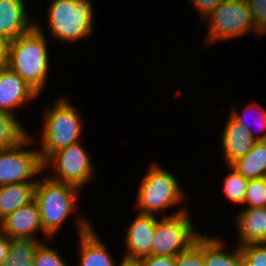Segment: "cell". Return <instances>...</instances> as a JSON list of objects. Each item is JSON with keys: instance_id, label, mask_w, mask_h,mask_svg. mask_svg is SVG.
I'll list each match as a JSON object with an SVG mask.
<instances>
[{"instance_id": "7", "label": "cell", "mask_w": 266, "mask_h": 266, "mask_svg": "<svg viewBox=\"0 0 266 266\" xmlns=\"http://www.w3.org/2000/svg\"><path fill=\"white\" fill-rule=\"evenodd\" d=\"M86 150L82 141H79L54 152L43 163L44 172L53 169L52 173L55 174H48L49 178L81 190L93 180L95 173V164Z\"/></svg>"}, {"instance_id": "17", "label": "cell", "mask_w": 266, "mask_h": 266, "mask_svg": "<svg viewBox=\"0 0 266 266\" xmlns=\"http://www.w3.org/2000/svg\"><path fill=\"white\" fill-rule=\"evenodd\" d=\"M218 236H209L203 233L204 266H243V257L240 246L235 245L231 252L226 250L227 242Z\"/></svg>"}, {"instance_id": "29", "label": "cell", "mask_w": 266, "mask_h": 266, "mask_svg": "<svg viewBox=\"0 0 266 266\" xmlns=\"http://www.w3.org/2000/svg\"><path fill=\"white\" fill-rule=\"evenodd\" d=\"M200 18H204L210 11L224 0H189Z\"/></svg>"}, {"instance_id": "30", "label": "cell", "mask_w": 266, "mask_h": 266, "mask_svg": "<svg viewBox=\"0 0 266 266\" xmlns=\"http://www.w3.org/2000/svg\"><path fill=\"white\" fill-rule=\"evenodd\" d=\"M141 260L144 266H175L176 256L151 255Z\"/></svg>"}, {"instance_id": "3", "label": "cell", "mask_w": 266, "mask_h": 266, "mask_svg": "<svg viewBox=\"0 0 266 266\" xmlns=\"http://www.w3.org/2000/svg\"><path fill=\"white\" fill-rule=\"evenodd\" d=\"M146 172L139 183L135 211L138 210L139 213L152 215L158 213V216L161 217L173 216L187 210L184 207L178 208L169 215L165 211L167 208L170 209L182 204L187 198L186 192L182 190L177 177L172 174V171H167L159 163L152 162Z\"/></svg>"}, {"instance_id": "15", "label": "cell", "mask_w": 266, "mask_h": 266, "mask_svg": "<svg viewBox=\"0 0 266 266\" xmlns=\"http://www.w3.org/2000/svg\"><path fill=\"white\" fill-rule=\"evenodd\" d=\"M227 119L220 139L225 166L248 154L257 141L231 114Z\"/></svg>"}, {"instance_id": "10", "label": "cell", "mask_w": 266, "mask_h": 266, "mask_svg": "<svg viewBox=\"0 0 266 266\" xmlns=\"http://www.w3.org/2000/svg\"><path fill=\"white\" fill-rule=\"evenodd\" d=\"M75 224L78 229L79 240V266H118V260L109 251L95 226L84 215H76ZM84 216V217H83ZM117 261V262H116Z\"/></svg>"}, {"instance_id": "16", "label": "cell", "mask_w": 266, "mask_h": 266, "mask_svg": "<svg viewBox=\"0 0 266 266\" xmlns=\"http://www.w3.org/2000/svg\"><path fill=\"white\" fill-rule=\"evenodd\" d=\"M234 218L238 246L266 241V207L242 208Z\"/></svg>"}, {"instance_id": "9", "label": "cell", "mask_w": 266, "mask_h": 266, "mask_svg": "<svg viewBox=\"0 0 266 266\" xmlns=\"http://www.w3.org/2000/svg\"><path fill=\"white\" fill-rule=\"evenodd\" d=\"M189 212L159 218L154 229L152 255L177 256L195 243L201 233L194 229Z\"/></svg>"}, {"instance_id": "22", "label": "cell", "mask_w": 266, "mask_h": 266, "mask_svg": "<svg viewBox=\"0 0 266 266\" xmlns=\"http://www.w3.org/2000/svg\"><path fill=\"white\" fill-rule=\"evenodd\" d=\"M24 127L16 114L0 111V150L23 141L30 134Z\"/></svg>"}, {"instance_id": "1", "label": "cell", "mask_w": 266, "mask_h": 266, "mask_svg": "<svg viewBox=\"0 0 266 266\" xmlns=\"http://www.w3.org/2000/svg\"><path fill=\"white\" fill-rule=\"evenodd\" d=\"M40 24L25 35L9 41L6 66L16 72L40 95L48 80L50 67L49 40Z\"/></svg>"}, {"instance_id": "13", "label": "cell", "mask_w": 266, "mask_h": 266, "mask_svg": "<svg viewBox=\"0 0 266 266\" xmlns=\"http://www.w3.org/2000/svg\"><path fill=\"white\" fill-rule=\"evenodd\" d=\"M0 231L9 238L30 239H39L37 234L41 232L46 241L50 240L43 232L40 209L35 199L1 220Z\"/></svg>"}, {"instance_id": "32", "label": "cell", "mask_w": 266, "mask_h": 266, "mask_svg": "<svg viewBox=\"0 0 266 266\" xmlns=\"http://www.w3.org/2000/svg\"><path fill=\"white\" fill-rule=\"evenodd\" d=\"M8 41L0 35V65H5L7 61Z\"/></svg>"}, {"instance_id": "28", "label": "cell", "mask_w": 266, "mask_h": 266, "mask_svg": "<svg viewBox=\"0 0 266 266\" xmlns=\"http://www.w3.org/2000/svg\"><path fill=\"white\" fill-rule=\"evenodd\" d=\"M253 15L256 35H266V0H246Z\"/></svg>"}, {"instance_id": "26", "label": "cell", "mask_w": 266, "mask_h": 266, "mask_svg": "<svg viewBox=\"0 0 266 266\" xmlns=\"http://www.w3.org/2000/svg\"><path fill=\"white\" fill-rule=\"evenodd\" d=\"M47 241L42 242L34 257V266H70L64 260L58 248L49 246Z\"/></svg>"}, {"instance_id": "31", "label": "cell", "mask_w": 266, "mask_h": 266, "mask_svg": "<svg viewBox=\"0 0 266 266\" xmlns=\"http://www.w3.org/2000/svg\"><path fill=\"white\" fill-rule=\"evenodd\" d=\"M10 238L0 231V266L3 264L9 253Z\"/></svg>"}, {"instance_id": "24", "label": "cell", "mask_w": 266, "mask_h": 266, "mask_svg": "<svg viewBox=\"0 0 266 266\" xmlns=\"http://www.w3.org/2000/svg\"><path fill=\"white\" fill-rule=\"evenodd\" d=\"M243 208L266 207V179L249 180L243 205Z\"/></svg>"}, {"instance_id": "33", "label": "cell", "mask_w": 266, "mask_h": 266, "mask_svg": "<svg viewBox=\"0 0 266 266\" xmlns=\"http://www.w3.org/2000/svg\"><path fill=\"white\" fill-rule=\"evenodd\" d=\"M118 266H144L141 259H131L122 256L121 262H118Z\"/></svg>"}, {"instance_id": "25", "label": "cell", "mask_w": 266, "mask_h": 266, "mask_svg": "<svg viewBox=\"0 0 266 266\" xmlns=\"http://www.w3.org/2000/svg\"><path fill=\"white\" fill-rule=\"evenodd\" d=\"M175 266H204L203 233L189 248L176 256Z\"/></svg>"}, {"instance_id": "5", "label": "cell", "mask_w": 266, "mask_h": 266, "mask_svg": "<svg viewBox=\"0 0 266 266\" xmlns=\"http://www.w3.org/2000/svg\"><path fill=\"white\" fill-rule=\"evenodd\" d=\"M92 3V0H50L46 13L50 37L68 43L89 38L95 24Z\"/></svg>"}, {"instance_id": "20", "label": "cell", "mask_w": 266, "mask_h": 266, "mask_svg": "<svg viewBox=\"0 0 266 266\" xmlns=\"http://www.w3.org/2000/svg\"><path fill=\"white\" fill-rule=\"evenodd\" d=\"M45 240L10 238L9 253L1 266H34L39 245Z\"/></svg>"}, {"instance_id": "18", "label": "cell", "mask_w": 266, "mask_h": 266, "mask_svg": "<svg viewBox=\"0 0 266 266\" xmlns=\"http://www.w3.org/2000/svg\"><path fill=\"white\" fill-rule=\"evenodd\" d=\"M37 182L0 186V221L35 199Z\"/></svg>"}, {"instance_id": "8", "label": "cell", "mask_w": 266, "mask_h": 266, "mask_svg": "<svg viewBox=\"0 0 266 266\" xmlns=\"http://www.w3.org/2000/svg\"><path fill=\"white\" fill-rule=\"evenodd\" d=\"M30 134L19 144L0 150V186L25 182H37L44 173L43 161ZM28 147V148H27Z\"/></svg>"}, {"instance_id": "21", "label": "cell", "mask_w": 266, "mask_h": 266, "mask_svg": "<svg viewBox=\"0 0 266 266\" xmlns=\"http://www.w3.org/2000/svg\"><path fill=\"white\" fill-rule=\"evenodd\" d=\"M248 105L244 106L241 110V112H238L240 110H237V108L235 107V105H232V109L230 110V114L240 123L242 124V126L250 132V134L257 140H266V109L262 108L263 106H260V104H258L257 102L255 103V101H251L249 103H247ZM234 106V108H233ZM236 108V109H235ZM257 111L258 113L256 114L255 111ZM252 111H254V114H256L257 116H253V114L251 113ZM251 116L255 117L253 119V117H251L252 121H250V117L247 114H250ZM249 118V119H248ZM255 121V122H254ZM250 122H254L256 125V129L258 127L259 131H263V133L260 135L259 133L255 134V131H253L252 129V125L253 123ZM254 128V129H255ZM265 131V132H264Z\"/></svg>"}, {"instance_id": "11", "label": "cell", "mask_w": 266, "mask_h": 266, "mask_svg": "<svg viewBox=\"0 0 266 266\" xmlns=\"http://www.w3.org/2000/svg\"><path fill=\"white\" fill-rule=\"evenodd\" d=\"M136 215L126 227L123 240L124 249H126L123 256L131 259H141L152 255L154 229L159 220L156 215L152 214L138 212Z\"/></svg>"}, {"instance_id": "4", "label": "cell", "mask_w": 266, "mask_h": 266, "mask_svg": "<svg viewBox=\"0 0 266 266\" xmlns=\"http://www.w3.org/2000/svg\"><path fill=\"white\" fill-rule=\"evenodd\" d=\"M45 175L43 173V178L39 177L37 180L35 200L39 205L43 232L52 240L57 237L56 234L61 230L63 223L77 211L81 190Z\"/></svg>"}, {"instance_id": "27", "label": "cell", "mask_w": 266, "mask_h": 266, "mask_svg": "<svg viewBox=\"0 0 266 266\" xmlns=\"http://www.w3.org/2000/svg\"><path fill=\"white\" fill-rule=\"evenodd\" d=\"M243 266H266V244L252 243L240 247Z\"/></svg>"}, {"instance_id": "6", "label": "cell", "mask_w": 266, "mask_h": 266, "mask_svg": "<svg viewBox=\"0 0 266 266\" xmlns=\"http://www.w3.org/2000/svg\"><path fill=\"white\" fill-rule=\"evenodd\" d=\"M205 22L207 33L203 44L208 46L243 37L246 33L256 35L253 15L246 0L222 1L199 23Z\"/></svg>"}, {"instance_id": "14", "label": "cell", "mask_w": 266, "mask_h": 266, "mask_svg": "<svg viewBox=\"0 0 266 266\" xmlns=\"http://www.w3.org/2000/svg\"><path fill=\"white\" fill-rule=\"evenodd\" d=\"M27 10L25 0H0V35L8 42L35 27L36 21Z\"/></svg>"}, {"instance_id": "12", "label": "cell", "mask_w": 266, "mask_h": 266, "mask_svg": "<svg viewBox=\"0 0 266 266\" xmlns=\"http://www.w3.org/2000/svg\"><path fill=\"white\" fill-rule=\"evenodd\" d=\"M40 97L26 81L6 65H0V111L11 114Z\"/></svg>"}, {"instance_id": "2", "label": "cell", "mask_w": 266, "mask_h": 266, "mask_svg": "<svg viewBox=\"0 0 266 266\" xmlns=\"http://www.w3.org/2000/svg\"><path fill=\"white\" fill-rule=\"evenodd\" d=\"M39 152L43 163L56 151L83 139L84 116L65 96L55 97L42 114Z\"/></svg>"}, {"instance_id": "23", "label": "cell", "mask_w": 266, "mask_h": 266, "mask_svg": "<svg viewBox=\"0 0 266 266\" xmlns=\"http://www.w3.org/2000/svg\"><path fill=\"white\" fill-rule=\"evenodd\" d=\"M226 166L228 174L225 176L224 181H222L223 194H225V198L230 202L243 205L249 180L244 178L231 165Z\"/></svg>"}, {"instance_id": "19", "label": "cell", "mask_w": 266, "mask_h": 266, "mask_svg": "<svg viewBox=\"0 0 266 266\" xmlns=\"http://www.w3.org/2000/svg\"><path fill=\"white\" fill-rule=\"evenodd\" d=\"M231 166L248 180L264 178L266 175V140L256 141L252 150L233 162Z\"/></svg>"}]
</instances>
